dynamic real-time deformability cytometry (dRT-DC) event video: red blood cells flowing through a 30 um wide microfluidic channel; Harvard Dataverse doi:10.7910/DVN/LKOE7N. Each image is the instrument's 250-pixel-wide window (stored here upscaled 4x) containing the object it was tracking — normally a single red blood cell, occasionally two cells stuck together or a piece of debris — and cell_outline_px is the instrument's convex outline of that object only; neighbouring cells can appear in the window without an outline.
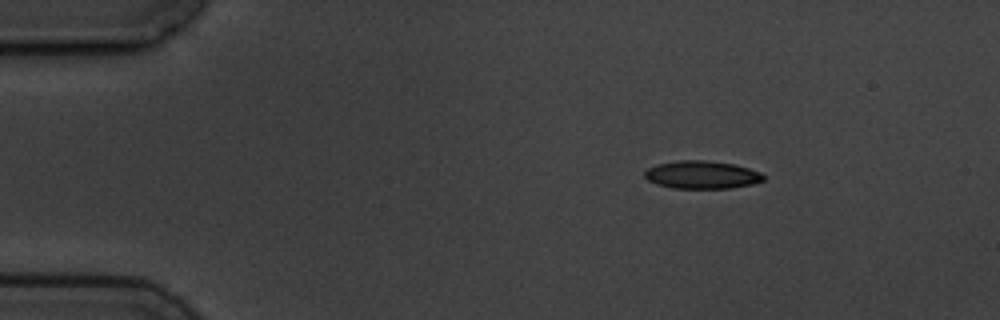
{"species": "common noctule bat (a hibernating species)", "species_latin": "Nyctalus noctula", "temperature_condition": "cold", "stored_images_in_passage": 3, "camera_frame_rate_fps": 3000, "um_per_image_px": 0.085, "animal": {"sex": "male", "body_mass_g": 19.5, "forearm_length_mm": 54.6}, "frame": {"image": 1, "passage_image": 1, "time_ms": 0.0, "image_size_px": [1000, 320], "cell_outline_px": [[764, 180], [752, 184], [732, 188], [672, 188], [656, 184], [648, 180], [644, 176], [644, 172], [648, 168], [656, 164], [680, 160], [704, 160], [736, 164], [760, 172], [764, 176]], "centroid_in_image_um": [59.65, 14.85], "position_along_channel_um": 25.4, "area_um2": 19.36}}